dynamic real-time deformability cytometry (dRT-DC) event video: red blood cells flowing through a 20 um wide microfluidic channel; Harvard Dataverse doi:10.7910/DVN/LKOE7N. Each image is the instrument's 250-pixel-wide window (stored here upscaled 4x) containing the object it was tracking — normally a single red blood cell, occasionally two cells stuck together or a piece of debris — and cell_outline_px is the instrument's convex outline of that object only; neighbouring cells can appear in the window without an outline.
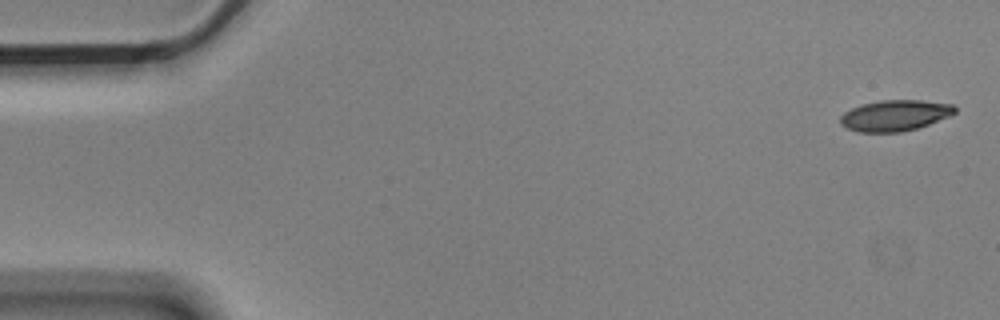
{"species": "Egyptian fruit bat (a non-hibernating species)", "species_latin": "Rousettus aegyptiacus", "temperature_condition": "cold", "stored_images_in_passage": 5, "camera_frame_rate_fps": 3000, "um_per_image_px": 0.085, "animal": {"sex": "male"}, "frame": {"image": 1, "passage_image": 1, "time_ms": 0.0, "image_size_px": [1000, 320], "cell_outline_px": [[956, 112], [948, 116], [928, 124], [916, 128], [900, 132], [856, 132], [840, 124], [840, 116], [844, 112], [860, 104], [880, 100], [920, 100], [952, 104], [956, 108]], "centroid_in_image_um": [76.03, 9.81], "position_along_channel_um": 9.0, "area_um2": 20.58}}